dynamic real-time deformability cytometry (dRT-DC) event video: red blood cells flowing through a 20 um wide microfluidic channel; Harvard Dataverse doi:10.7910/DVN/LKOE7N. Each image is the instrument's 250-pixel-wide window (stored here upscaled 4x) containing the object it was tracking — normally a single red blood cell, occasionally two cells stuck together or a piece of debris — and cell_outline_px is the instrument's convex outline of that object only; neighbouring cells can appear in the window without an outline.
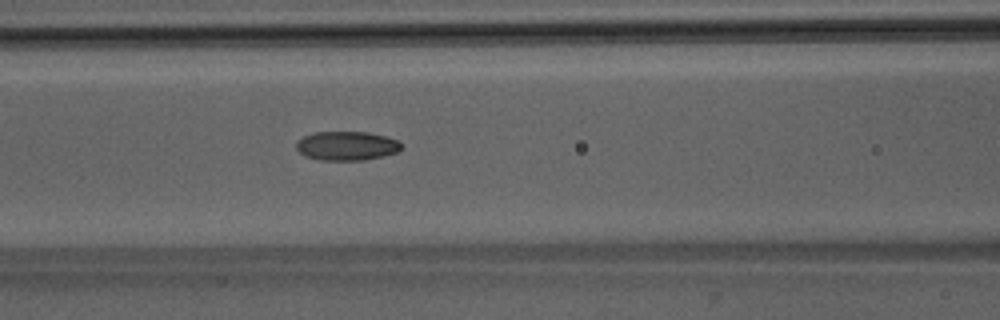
{"species": "Egyptian fruit bat (a non-hibernating species)", "species_latin": "Rousettus aegyptiacus", "temperature_condition": "room temperature", "stored_images_in_passage": 42, "camera_frame_rate_fps": 3000, "um_per_image_px": 0.085, "animal": {"sex": "male"}, "frame": {"image": 1, "passage_image": 13, "time_ms": 4.0, "image_size_px": [1000, 320], "cell_outline_px": [[400, 148], [396, 152], [384, 156], [364, 160], [320, 160], [304, 156], [296, 148], [296, 140], [304, 136], [316, 132], [368, 132], [384, 136], [396, 140], [400, 144]], "centroid_in_image_um": [29.42, 12.4], "position_along_channel_um": 137.2, "area_um2": 17.69}}
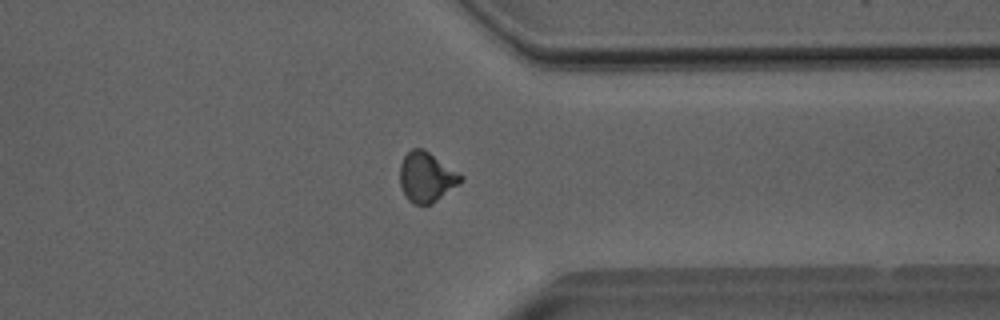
{"frame": {"image": 2, "passage_image": 31, "time_ms": 10.0, "image_size_px": [1000, 320], "cell_outline_px": [[464, 180], [460, 184], [432, 204], [412, 204], [408, 200], [400, 184], [400, 164], [404, 156], [412, 148], [424, 148], [460, 172], [464, 176]], "centroid_in_image_um": [36.29, 15.04], "position_along_channel_um": 375.1, "area_um2": 18.03}}
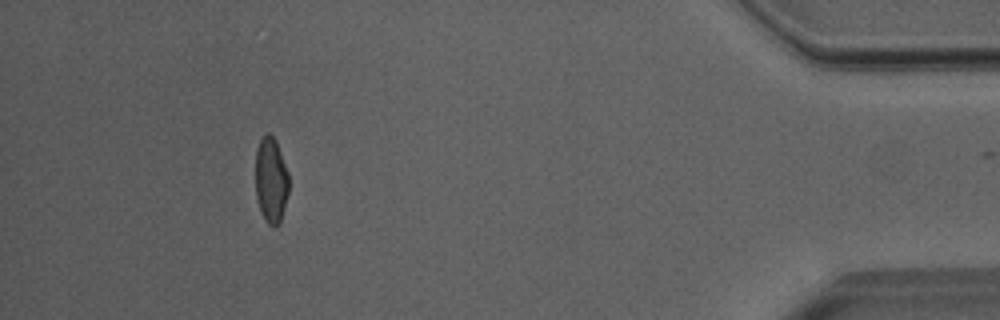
{"frame": {"image": 3, "passage_image": 38, "time_ms": 12.333, "image_size_px": [1000, 320], "cell_outline_px": [[288, 192], [280, 224], [276, 228], [272, 228], [264, 220], [260, 212], [256, 196], [256, 148], [260, 140], [268, 132], [276, 140], [288, 172]], "centroid_in_image_um": [23.03, 15.37], "position_along_channel_um": 412.2, "area_um2": 16.82}, "authors_computed_cell_mechanics": {"area_um2": 17.629, "velocity_mm_per_s": 4.0177, "shape_relaxation_time_tau1_ms": 7.2646, "shape_relaxation_time_tau2_ms": 2.8552, "deformation_change_tau1": 0.1667, "deformation_change_tau2": 0.0792}}